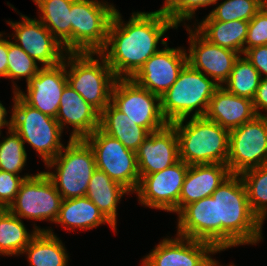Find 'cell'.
Returning <instances> with one entry per match:
<instances>
[{"instance_id": "obj_1", "label": "cell", "mask_w": 267, "mask_h": 266, "mask_svg": "<svg viewBox=\"0 0 267 266\" xmlns=\"http://www.w3.org/2000/svg\"><path fill=\"white\" fill-rule=\"evenodd\" d=\"M170 28L178 27L161 8L154 12H133L126 23L116 9L108 27L106 45L99 53L117 78H132L160 50L159 42L167 43L164 35Z\"/></svg>"}, {"instance_id": "obj_2", "label": "cell", "mask_w": 267, "mask_h": 266, "mask_svg": "<svg viewBox=\"0 0 267 266\" xmlns=\"http://www.w3.org/2000/svg\"><path fill=\"white\" fill-rule=\"evenodd\" d=\"M217 211V250L255 245L262 237L263 223L252 212L245 184L231 174L212 194Z\"/></svg>"}, {"instance_id": "obj_3", "label": "cell", "mask_w": 267, "mask_h": 266, "mask_svg": "<svg viewBox=\"0 0 267 266\" xmlns=\"http://www.w3.org/2000/svg\"><path fill=\"white\" fill-rule=\"evenodd\" d=\"M171 125L177 133L180 160L188 165L227 164L229 130L205 116H190L189 121L182 119Z\"/></svg>"}, {"instance_id": "obj_4", "label": "cell", "mask_w": 267, "mask_h": 266, "mask_svg": "<svg viewBox=\"0 0 267 266\" xmlns=\"http://www.w3.org/2000/svg\"><path fill=\"white\" fill-rule=\"evenodd\" d=\"M218 87L212 79L187 63L176 82L160 98L164 119L172 124L191 114L192 117L205 116Z\"/></svg>"}, {"instance_id": "obj_5", "label": "cell", "mask_w": 267, "mask_h": 266, "mask_svg": "<svg viewBox=\"0 0 267 266\" xmlns=\"http://www.w3.org/2000/svg\"><path fill=\"white\" fill-rule=\"evenodd\" d=\"M65 67L68 85L101 113L111 102L117 80L106 59L98 52L67 53Z\"/></svg>"}, {"instance_id": "obj_6", "label": "cell", "mask_w": 267, "mask_h": 266, "mask_svg": "<svg viewBox=\"0 0 267 266\" xmlns=\"http://www.w3.org/2000/svg\"><path fill=\"white\" fill-rule=\"evenodd\" d=\"M44 173L52 181L63 199L84 197L88 185L96 170L95 156L92 148L84 139H70L62 151L45 164Z\"/></svg>"}, {"instance_id": "obj_7", "label": "cell", "mask_w": 267, "mask_h": 266, "mask_svg": "<svg viewBox=\"0 0 267 266\" xmlns=\"http://www.w3.org/2000/svg\"><path fill=\"white\" fill-rule=\"evenodd\" d=\"M13 103L10 116L12 128L20 135L24 143L30 144L41 156L44 163L54 159L64 148L61 143L63 133L57 120L28 105L13 91Z\"/></svg>"}, {"instance_id": "obj_8", "label": "cell", "mask_w": 267, "mask_h": 266, "mask_svg": "<svg viewBox=\"0 0 267 266\" xmlns=\"http://www.w3.org/2000/svg\"><path fill=\"white\" fill-rule=\"evenodd\" d=\"M116 8L100 0H75L71 5V53H99L106 45Z\"/></svg>"}, {"instance_id": "obj_9", "label": "cell", "mask_w": 267, "mask_h": 266, "mask_svg": "<svg viewBox=\"0 0 267 266\" xmlns=\"http://www.w3.org/2000/svg\"><path fill=\"white\" fill-rule=\"evenodd\" d=\"M84 140L93 150L97 169L105 172L129 192L135 193L140 183L136 153L100 128Z\"/></svg>"}, {"instance_id": "obj_10", "label": "cell", "mask_w": 267, "mask_h": 266, "mask_svg": "<svg viewBox=\"0 0 267 266\" xmlns=\"http://www.w3.org/2000/svg\"><path fill=\"white\" fill-rule=\"evenodd\" d=\"M62 200L52 181L41 171L21 183L15 200L7 209L19 218L55 223Z\"/></svg>"}, {"instance_id": "obj_11", "label": "cell", "mask_w": 267, "mask_h": 266, "mask_svg": "<svg viewBox=\"0 0 267 266\" xmlns=\"http://www.w3.org/2000/svg\"><path fill=\"white\" fill-rule=\"evenodd\" d=\"M111 102L149 133L168 124L161 112L160 97L141 87L132 78H117Z\"/></svg>"}, {"instance_id": "obj_12", "label": "cell", "mask_w": 267, "mask_h": 266, "mask_svg": "<svg viewBox=\"0 0 267 266\" xmlns=\"http://www.w3.org/2000/svg\"><path fill=\"white\" fill-rule=\"evenodd\" d=\"M267 163V116L252 120L232 129L229 134L227 166L231 174Z\"/></svg>"}, {"instance_id": "obj_13", "label": "cell", "mask_w": 267, "mask_h": 266, "mask_svg": "<svg viewBox=\"0 0 267 266\" xmlns=\"http://www.w3.org/2000/svg\"><path fill=\"white\" fill-rule=\"evenodd\" d=\"M189 165L179 160L172 166L140 179L137 193L141 205L179 213V197Z\"/></svg>"}, {"instance_id": "obj_14", "label": "cell", "mask_w": 267, "mask_h": 266, "mask_svg": "<svg viewBox=\"0 0 267 266\" xmlns=\"http://www.w3.org/2000/svg\"><path fill=\"white\" fill-rule=\"evenodd\" d=\"M20 17V22L6 21L14 29V43L41 63V67H52L63 62L68 52L43 23L21 13Z\"/></svg>"}, {"instance_id": "obj_15", "label": "cell", "mask_w": 267, "mask_h": 266, "mask_svg": "<svg viewBox=\"0 0 267 266\" xmlns=\"http://www.w3.org/2000/svg\"><path fill=\"white\" fill-rule=\"evenodd\" d=\"M176 236L161 240L142 259V266H212L217 261L210 256L219 252L212 244Z\"/></svg>"}, {"instance_id": "obj_16", "label": "cell", "mask_w": 267, "mask_h": 266, "mask_svg": "<svg viewBox=\"0 0 267 266\" xmlns=\"http://www.w3.org/2000/svg\"><path fill=\"white\" fill-rule=\"evenodd\" d=\"M193 29L186 24L190 43L187 63L195 70L205 73L218 86H222L229 78L234 63L240 54L211 43L195 28Z\"/></svg>"}, {"instance_id": "obj_17", "label": "cell", "mask_w": 267, "mask_h": 266, "mask_svg": "<svg viewBox=\"0 0 267 266\" xmlns=\"http://www.w3.org/2000/svg\"><path fill=\"white\" fill-rule=\"evenodd\" d=\"M13 82V90L30 106L43 114L56 118L62 92L68 84L65 58L59 65L42 67L38 73L27 82V93L19 89Z\"/></svg>"}, {"instance_id": "obj_18", "label": "cell", "mask_w": 267, "mask_h": 266, "mask_svg": "<svg viewBox=\"0 0 267 266\" xmlns=\"http://www.w3.org/2000/svg\"><path fill=\"white\" fill-rule=\"evenodd\" d=\"M164 49L152 55L132 77L144 89L160 98L176 82L180 71L187 64V51L182 47Z\"/></svg>"}, {"instance_id": "obj_19", "label": "cell", "mask_w": 267, "mask_h": 266, "mask_svg": "<svg viewBox=\"0 0 267 266\" xmlns=\"http://www.w3.org/2000/svg\"><path fill=\"white\" fill-rule=\"evenodd\" d=\"M136 158L140 179L178 162L179 142L175 128L167 124L164 128L149 133L139 146Z\"/></svg>"}, {"instance_id": "obj_20", "label": "cell", "mask_w": 267, "mask_h": 266, "mask_svg": "<svg viewBox=\"0 0 267 266\" xmlns=\"http://www.w3.org/2000/svg\"><path fill=\"white\" fill-rule=\"evenodd\" d=\"M178 218L176 235L208 242L217 249V211L212 196L186 205Z\"/></svg>"}, {"instance_id": "obj_21", "label": "cell", "mask_w": 267, "mask_h": 266, "mask_svg": "<svg viewBox=\"0 0 267 266\" xmlns=\"http://www.w3.org/2000/svg\"><path fill=\"white\" fill-rule=\"evenodd\" d=\"M55 119L62 130L66 124L72 126L70 139H84L99 128L100 112L67 84Z\"/></svg>"}, {"instance_id": "obj_22", "label": "cell", "mask_w": 267, "mask_h": 266, "mask_svg": "<svg viewBox=\"0 0 267 266\" xmlns=\"http://www.w3.org/2000/svg\"><path fill=\"white\" fill-rule=\"evenodd\" d=\"M231 175L226 164L189 165L179 197V212L211 194Z\"/></svg>"}, {"instance_id": "obj_23", "label": "cell", "mask_w": 267, "mask_h": 266, "mask_svg": "<svg viewBox=\"0 0 267 266\" xmlns=\"http://www.w3.org/2000/svg\"><path fill=\"white\" fill-rule=\"evenodd\" d=\"M256 116L251 99L240 97L219 86L210 99L205 117L231 131Z\"/></svg>"}, {"instance_id": "obj_24", "label": "cell", "mask_w": 267, "mask_h": 266, "mask_svg": "<svg viewBox=\"0 0 267 266\" xmlns=\"http://www.w3.org/2000/svg\"><path fill=\"white\" fill-rule=\"evenodd\" d=\"M55 223H59L64 230L68 231H74L76 228L89 230L102 224H109L112 230L116 232V227L87 196L63 199Z\"/></svg>"}, {"instance_id": "obj_25", "label": "cell", "mask_w": 267, "mask_h": 266, "mask_svg": "<svg viewBox=\"0 0 267 266\" xmlns=\"http://www.w3.org/2000/svg\"><path fill=\"white\" fill-rule=\"evenodd\" d=\"M99 128L135 153L149 135L145 128L135 124L112 102L100 113Z\"/></svg>"}, {"instance_id": "obj_26", "label": "cell", "mask_w": 267, "mask_h": 266, "mask_svg": "<svg viewBox=\"0 0 267 266\" xmlns=\"http://www.w3.org/2000/svg\"><path fill=\"white\" fill-rule=\"evenodd\" d=\"M195 29L208 41L220 47L244 54L249 21L235 20L221 22L213 20L209 15Z\"/></svg>"}, {"instance_id": "obj_27", "label": "cell", "mask_w": 267, "mask_h": 266, "mask_svg": "<svg viewBox=\"0 0 267 266\" xmlns=\"http://www.w3.org/2000/svg\"><path fill=\"white\" fill-rule=\"evenodd\" d=\"M130 193L100 169L91 176L86 195L102 214L116 227L117 207L123 195Z\"/></svg>"}, {"instance_id": "obj_28", "label": "cell", "mask_w": 267, "mask_h": 266, "mask_svg": "<svg viewBox=\"0 0 267 266\" xmlns=\"http://www.w3.org/2000/svg\"><path fill=\"white\" fill-rule=\"evenodd\" d=\"M52 229L38 231L23 250L30 266H67L68 253L62 240L52 232Z\"/></svg>"}, {"instance_id": "obj_29", "label": "cell", "mask_w": 267, "mask_h": 266, "mask_svg": "<svg viewBox=\"0 0 267 266\" xmlns=\"http://www.w3.org/2000/svg\"><path fill=\"white\" fill-rule=\"evenodd\" d=\"M41 16L39 20L71 53V5L75 0H32Z\"/></svg>"}, {"instance_id": "obj_30", "label": "cell", "mask_w": 267, "mask_h": 266, "mask_svg": "<svg viewBox=\"0 0 267 266\" xmlns=\"http://www.w3.org/2000/svg\"><path fill=\"white\" fill-rule=\"evenodd\" d=\"M38 231H45L34 224L33 231H27L23 220L8 209L0 208V254L20 256Z\"/></svg>"}, {"instance_id": "obj_31", "label": "cell", "mask_w": 267, "mask_h": 266, "mask_svg": "<svg viewBox=\"0 0 267 266\" xmlns=\"http://www.w3.org/2000/svg\"><path fill=\"white\" fill-rule=\"evenodd\" d=\"M261 79L251 62L240 55L222 87L234 95L253 100Z\"/></svg>"}, {"instance_id": "obj_32", "label": "cell", "mask_w": 267, "mask_h": 266, "mask_svg": "<svg viewBox=\"0 0 267 266\" xmlns=\"http://www.w3.org/2000/svg\"><path fill=\"white\" fill-rule=\"evenodd\" d=\"M252 212L264 223L267 216V163L240 174Z\"/></svg>"}, {"instance_id": "obj_33", "label": "cell", "mask_w": 267, "mask_h": 266, "mask_svg": "<svg viewBox=\"0 0 267 266\" xmlns=\"http://www.w3.org/2000/svg\"><path fill=\"white\" fill-rule=\"evenodd\" d=\"M0 141V170L19 175L27 162L25 143L13 129Z\"/></svg>"}, {"instance_id": "obj_34", "label": "cell", "mask_w": 267, "mask_h": 266, "mask_svg": "<svg viewBox=\"0 0 267 266\" xmlns=\"http://www.w3.org/2000/svg\"><path fill=\"white\" fill-rule=\"evenodd\" d=\"M265 5L262 0H225L209 16L215 21H250Z\"/></svg>"}, {"instance_id": "obj_35", "label": "cell", "mask_w": 267, "mask_h": 266, "mask_svg": "<svg viewBox=\"0 0 267 266\" xmlns=\"http://www.w3.org/2000/svg\"><path fill=\"white\" fill-rule=\"evenodd\" d=\"M41 68L21 47L9 41L7 78L13 81L24 77L27 83Z\"/></svg>"}, {"instance_id": "obj_36", "label": "cell", "mask_w": 267, "mask_h": 266, "mask_svg": "<svg viewBox=\"0 0 267 266\" xmlns=\"http://www.w3.org/2000/svg\"><path fill=\"white\" fill-rule=\"evenodd\" d=\"M218 0H165L162 11L177 26L194 18L195 11L201 7L218 4Z\"/></svg>"}, {"instance_id": "obj_37", "label": "cell", "mask_w": 267, "mask_h": 266, "mask_svg": "<svg viewBox=\"0 0 267 266\" xmlns=\"http://www.w3.org/2000/svg\"><path fill=\"white\" fill-rule=\"evenodd\" d=\"M262 45H267V4L249 21L244 52Z\"/></svg>"}, {"instance_id": "obj_38", "label": "cell", "mask_w": 267, "mask_h": 266, "mask_svg": "<svg viewBox=\"0 0 267 266\" xmlns=\"http://www.w3.org/2000/svg\"><path fill=\"white\" fill-rule=\"evenodd\" d=\"M32 175H16L0 170V208L7 209L15 200L21 183Z\"/></svg>"}, {"instance_id": "obj_39", "label": "cell", "mask_w": 267, "mask_h": 266, "mask_svg": "<svg viewBox=\"0 0 267 266\" xmlns=\"http://www.w3.org/2000/svg\"><path fill=\"white\" fill-rule=\"evenodd\" d=\"M243 55L251 62L261 78H267V45L247 49Z\"/></svg>"}, {"instance_id": "obj_40", "label": "cell", "mask_w": 267, "mask_h": 266, "mask_svg": "<svg viewBox=\"0 0 267 266\" xmlns=\"http://www.w3.org/2000/svg\"><path fill=\"white\" fill-rule=\"evenodd\" d=\"M252 102L257 116H267L260 112V110H265L267 112V78L261 79Z\"/></svg>"}, {"instance_id": "obj_41", "label": "cell", "mask_w": 267, "mask_h": 266, "mask_svg": "<svg viewBox=\"0 0 267 266\" xmlns=\"http://www.w3.org/2000/svg\"><path fill=\"white\" fill-rule=\"evenodd\" d=\"M0 32V77L7 78L9 40Z\"/></svg>"}, {"instance_id": "obj_42", "label": "cell", "mask_w": 267, "mask_h": 266, "mask_svg": "<svg viewBox=\"0 0 267 266\" xmlns=\"http://www.w3.org/2000/svg\"><path fill=\"white\" fill-rule=\"evenodd\" d=\"M7 110L6 107L3 106V104L0 101V136H1V129L2 127H6L7 129H11L12 128V118H10L9 120H7Z\"/></svg>"}, {"instance_id": "obj_43", "label": "cell", "mask_w": 267, "mask_h": 266, "mask_svg": "<svg viewBox=\"0 0 267 266\" xmlns=\"http://www.w3.org/2000/svg\"><path fill=\"white\" fill-rule=\"evenodd\" d=\"M212 266H223V265H219V262L216 261ZM224 266H225V265H224ZM227 266H235V265H233V264L231 263V264H229V265H227Z\"/></svg>"}]
</instances>
